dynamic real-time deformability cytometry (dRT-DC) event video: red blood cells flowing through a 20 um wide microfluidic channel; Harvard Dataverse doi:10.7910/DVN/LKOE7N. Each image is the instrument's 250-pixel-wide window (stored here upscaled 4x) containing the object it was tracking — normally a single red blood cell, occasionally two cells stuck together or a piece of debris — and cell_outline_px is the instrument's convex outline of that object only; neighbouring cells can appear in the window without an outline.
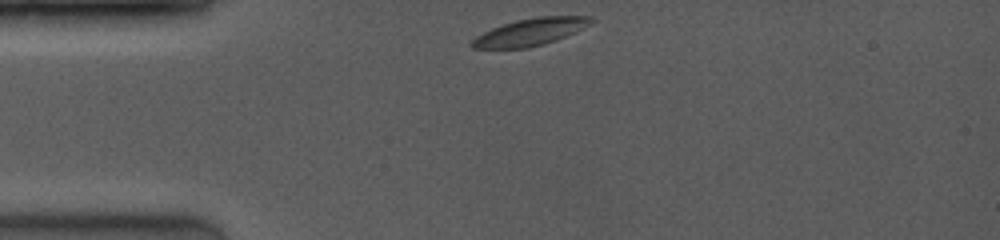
{"species": "common noctule bat (a hibernating species)", "species_latin": "Nyctalus noctula", "temperature_condition": "room temperature", "stored_images_in_passage": 23, "camera_frame_rate_fps": 4000, "um_per_image_px": 0.085, "animal": {"sex": "female", "body_mass_g": 19.0, "forearm_length_mm": 53.3}, "frame": {"image": 1, "passage_image": 1, "time_ms": 0.0, "image_size_px": [1000, 240], "cell_outline_px": [[596, 20], [556, 40], [544, 44], [528, 48], [472, 48], [468, 44], [476, 36], [492, 28], [516, 20], [536, 16], [592, 16]], "centroid_in_image_um": [45.03, 2.71], "position_along_channel_um": 40.0, "area_um2": 18.61}}
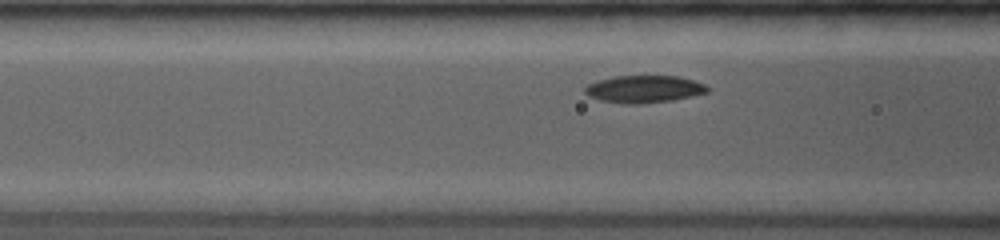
{"frame": {"image": 2, "passage_image": 11, "time_ms": 2.5, "image_size_px": [1000, 240], "cell_outline_px": [[708, 92], [672, 100], [640, 104], [620, 104], [600, 100], [584, 92], [584, 88], [588, 84], [600, 80], [616, 76], [676, 76], [692, 80], [704, 84], [708, 88]], "centroid_in_image_um": [54.72, 7.58], "position_along_channel_um": 111.9, "area_um2": 19.25}}
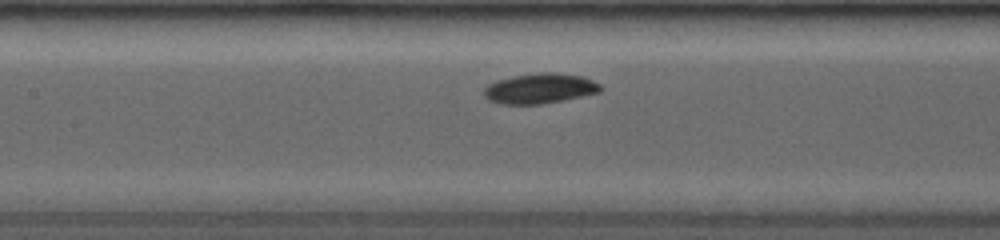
{"frame": {"image": 3, "passage_image": 16, "time_ms": 3.75, "image_size_px": [1000, 240], "cell_outline_px": [[600, 92], [564, 100], [544, 104], [500, 104], [488, 100], [484, 96], [484, 88], [488, 84], [500, 80], [516, 76], [548, 72], [580, 76], [592, 80], [600, 84]], "centroid_in_image_um": [45.87, 7.54], "position_along_channel_um": 161.5, "area_um2": 20.11}}